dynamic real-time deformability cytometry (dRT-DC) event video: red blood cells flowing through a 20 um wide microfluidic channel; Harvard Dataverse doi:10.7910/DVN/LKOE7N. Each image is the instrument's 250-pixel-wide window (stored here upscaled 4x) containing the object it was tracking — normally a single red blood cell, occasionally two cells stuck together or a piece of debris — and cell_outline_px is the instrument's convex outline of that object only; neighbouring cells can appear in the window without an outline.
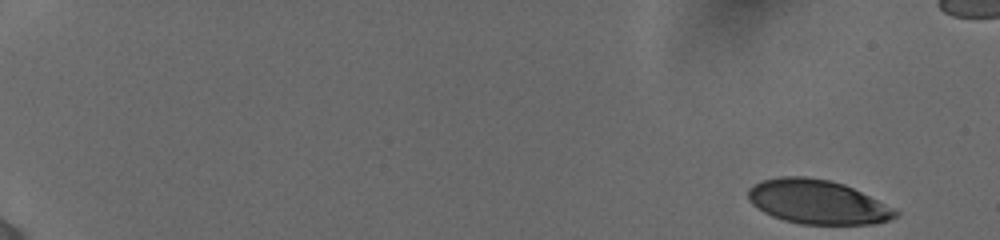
{"species": "human", "species_latin": "Homo sapiens", "temperature_condition": "cold", "stored_images_in_passage": 32, "camera_frame_rate_fps": 3000, "um_per_image_px": 0.085, "donor": {"sex": "female"}, "frame": {"image": 1, "passage_image": 1, "time_ms": 0.0, "image_size_px": [1000, 240], "cell_outline_px": [[900, 216], [892, 220], [872, 224], [800, 224], [784, 220], [772, 216], [764, 212], [752, 204], [748, 200], [748, 188], [764, 180], [780, 176], [804, 176], [828, 180], [844, 184], [896, 208], [900, 212]], "centroid_in_image_um": [69.53, 17.17], "position_along_channel_um": 15.5, "area_um2": 38.03}}
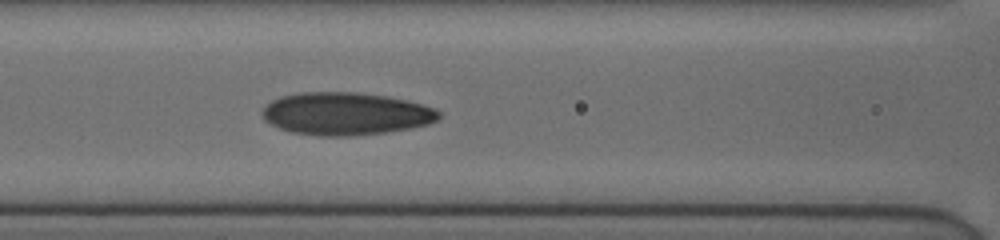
{"frame": {"image": 2, "passage_image": 28, "time_ms": 8.0, "image_size_px": [1000, 240], "cell_outline_px": [[440, 116], [436, 120], [428, 124], [412, 128], [388, 132], [348, 136], [320, 136], [292, 132], [280, 128], [264, 120], [260, 116], [260, 112], [264, 104], [280, 96], [300, 92], [356, 92], [388, 96], [436, 108], [440, 112]], "centroid_in_image_um": [29.34, 9.66], "position_along_channel_um": 137.3, "area_um2": 44.16}}
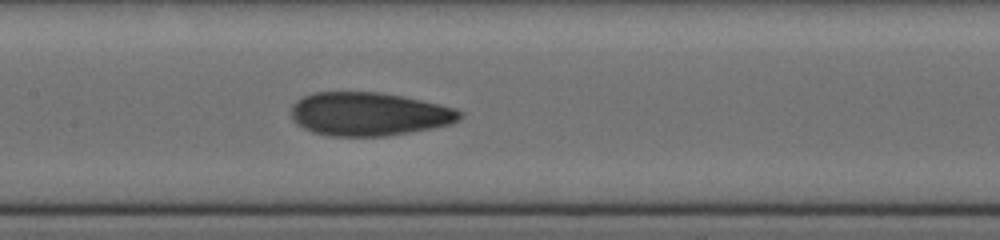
{"frame": {"image": 3, "passage_image": 32, "time_ms": 9.0, "image_size_px": [1000, 240], "cell_outline_px": [[464, 116], [460, 120], [452, 124], [432, 128], [384, 136], [332, 136], [312, 132], [296, 124], [292, 120], [292, 104], [296, 100], [312, 92], [380, 92], [440, 104], [456, 108], [464, 112]], "centroid_in_image_um": [31.37, 9.69], "position_along_channel_um": 176.0, "area_um2": 42.89}}